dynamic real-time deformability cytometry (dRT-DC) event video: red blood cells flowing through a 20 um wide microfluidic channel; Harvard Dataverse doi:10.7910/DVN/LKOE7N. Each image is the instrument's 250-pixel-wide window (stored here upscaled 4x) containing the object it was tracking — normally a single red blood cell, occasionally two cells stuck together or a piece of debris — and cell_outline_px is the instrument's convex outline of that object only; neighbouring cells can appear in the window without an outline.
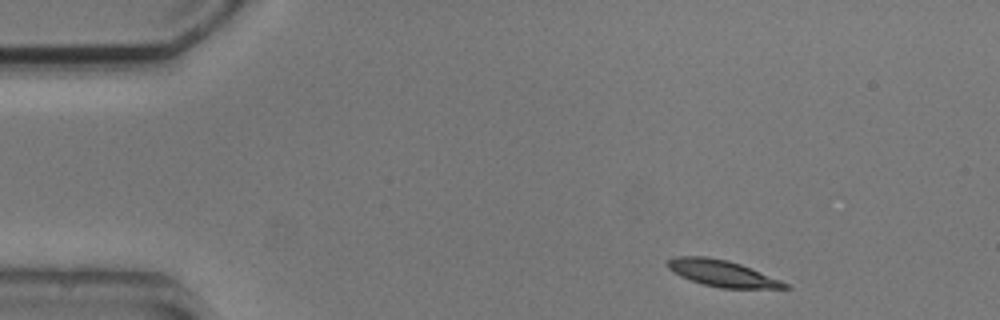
{"species": "common noctule bat (a hibernating species)", "species_latin": "Nyctalus noctula", "temperature_condition": "cold", "stored_images_in_passage": 4, "camera_frame_rate_fps": 3000, "um_per_image_px": 0.085, "animal": {"sex": "male", "body_mass_g": 20.5, "forearm_length_mm": 52.5}, "frame": {"image": 1, "passage_image": 1, "time_ms": 0.0, "image_size_px": [1000, 320], "cell_outline_px": [[792, 288], [720, 288], [704, 284], [680, 276], [672, 272], [668, 268], [668, 260], [676, 256], [708, 256], [728, 260], [740, 264], [780, 280], [788, 284]], "centroid_in_image_um": [61.36, 23.22], "position_along_channel_um": 23.6, "area_um2": 17.8}}
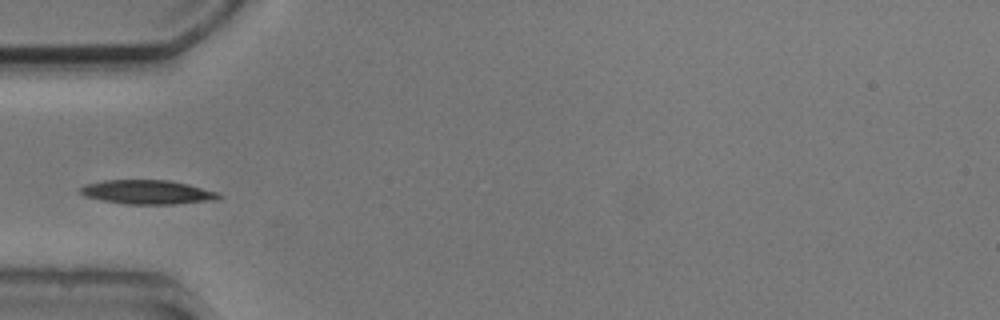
{"frame": {"image": 2, "passage_image": 4, "time_ms": 3.333, "image_size_px": [1000, 320], "cell_outline_px": [[224, 196], [216, 200], [176, 204], [124, 204], [84, 196], [76, 188], [84, 184], [104, 180], [168, 180], [188, 184], [220, 192]], "centroid_in_image_um": [12.55, 16.33], "position_along_channel_um": 72.5, "area_um2": 19.71}}